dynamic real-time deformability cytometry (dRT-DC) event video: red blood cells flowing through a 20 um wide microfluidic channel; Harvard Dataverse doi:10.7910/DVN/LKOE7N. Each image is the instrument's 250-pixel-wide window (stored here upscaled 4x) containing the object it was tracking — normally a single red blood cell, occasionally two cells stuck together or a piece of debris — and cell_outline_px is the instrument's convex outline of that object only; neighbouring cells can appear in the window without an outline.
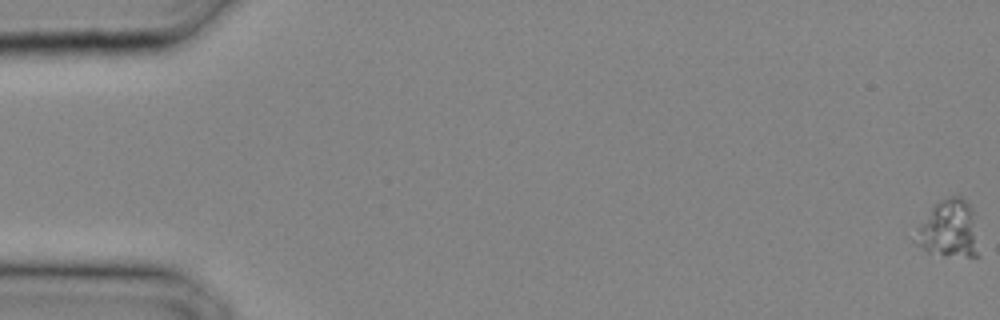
{"species": "common noctule bat (a hibernating species)", "species_latin": "Nyctalus noctula", "temperature_condition": "cold", "stored_images_in_passage": 32, "camera_frame_rate_fps": 3000, "um_per_image_px": 0.085, "animal": {"sex": "male", "body_mass_g": 20.4}, "frame": {"image": 1, "passage_image": 1, "time_ms": 0.0, "image_size_px": [1000, 320], "cell_outline_px": [[980, 256], [968, 256], [928, 252], [916, 244], [912, 240], [916, 228], [932, 208], [940, 200], [952, 196], [960, 196], [972, 208]], "centroid_in_image_um": [80.64, 19.47], "position_along_channel_um": 4.4, "area_um2": 20.92}}